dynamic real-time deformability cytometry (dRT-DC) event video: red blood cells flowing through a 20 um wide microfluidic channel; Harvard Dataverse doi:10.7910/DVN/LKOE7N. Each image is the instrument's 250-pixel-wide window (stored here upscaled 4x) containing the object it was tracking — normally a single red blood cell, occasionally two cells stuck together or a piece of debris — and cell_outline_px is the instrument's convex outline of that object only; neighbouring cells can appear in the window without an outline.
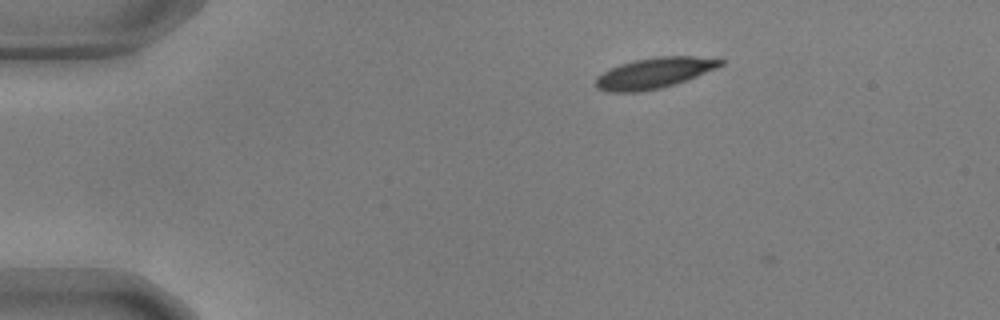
{"species": "common noctule bat (a hibernating species)", "species_latin": "Nyctalus noctula", "temperature_condition": "warm", "stored_images_in_passage": 3, "camera_frame_rate_fps": 3000, "um_per_image_px": 0.085, "animal": {"sex": "male", "body_mass_g": 17.9, "forearm_length_mm": 54.2}, "frame": {"image": 1, "passage_image": 2, "time_ms": 0.333, "image_size_px": [1000, 320], "cell_outline_px": [[724, 64], [716, 68], [676, 84], [660, 88], [640, 92], [604, 92], [596, 88], [592, 84], [596, 76], [620, 64], [632, 60], [656, 56], [720, 56], [724, 60]], "centroid_in_image_um": [55.62, 6.19], "position_along_channel_um": 29.4, "area_um2": 22.89}}